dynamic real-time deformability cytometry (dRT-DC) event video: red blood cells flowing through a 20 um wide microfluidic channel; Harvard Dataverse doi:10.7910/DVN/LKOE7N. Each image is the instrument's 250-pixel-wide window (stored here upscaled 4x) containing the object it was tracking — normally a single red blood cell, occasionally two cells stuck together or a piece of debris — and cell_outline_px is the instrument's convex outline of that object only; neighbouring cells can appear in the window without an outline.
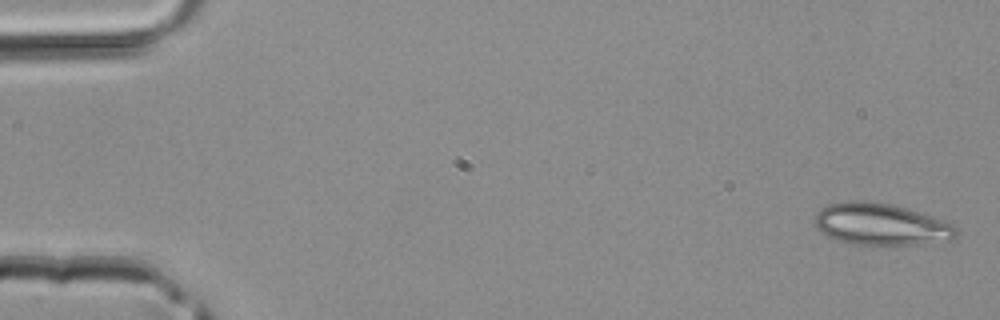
{"species": "common noctule bat (a hibernating species)", "species_latin": "Nyctalus noctula", "temperature_condition": "room temperature", "stored_images_in_passage": 40, "camera_frame_rate_fps": 3000, "um_per_image_px": 0.085, "animal": {"sex": "male", "body_mass_g": 20.4}, "frame": {"image": 1, "passage_image": 1, "time_ms": 0.0, "image_size_px": [1000, 320], "cell_outline_px": [[956, 236], [952, 240], [916, 244], [872, 248], [848, 244], [836, 240], [820, 232], [816, 228], [816, 212], [820, 208], [828, 204], [844, 200], [872, 200], [892, 204], [932, 216], [952, 224], [956, 232]], "centroid_in_image_um": [74.81, 19.09], "position_along_channel_um": 10.2, "area_um2": 35.55}}
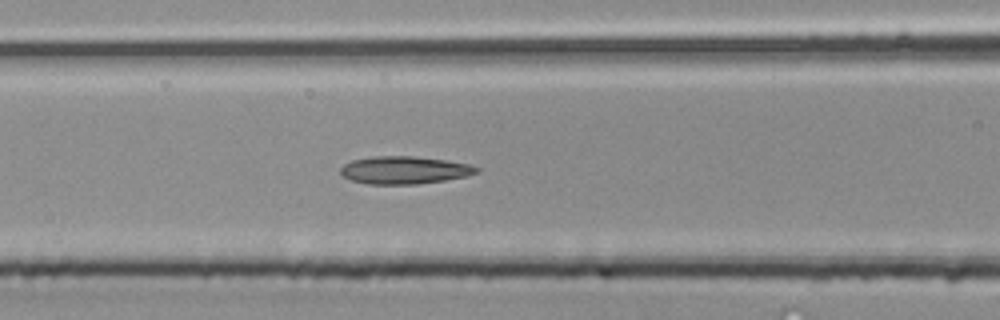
{"frame": {"image": 2, "passage_image": 18, "time_ms": 5.667, "image_size_px": [1000, 320], "cell_outline_px": [[480, 172], [468, 176], [444, 180], [416, 184], [368, 184], [352, 180], [344, 176], [340, 172], [340, 168], [344, 164], [352, 160], [372, 156], [412, 156], [444, 160], [468, 164], [480, 168]], "centroid_in_image_um": [34.38, 14.46], "position_along_channel_um": 132.2, "area_um2": 21.85}}
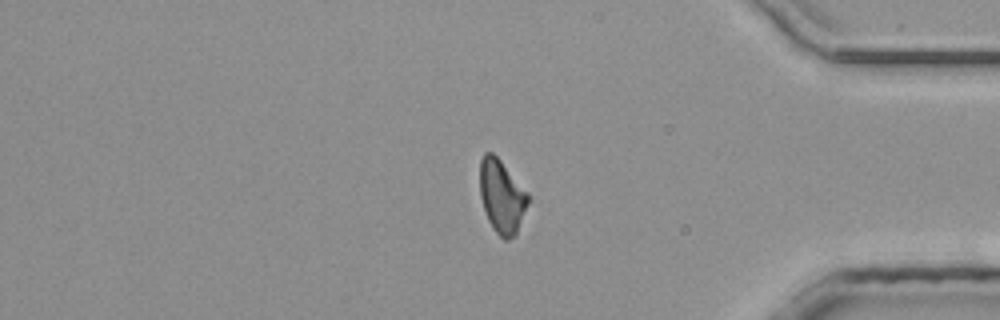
{"frame": {"image": 3, "passage_image": 36, "time_ms": 11.667, "image_size_px": [1000, 320], "cell_outline_px": [[528, 204], [516, 236], [508, 240], [504, 240], [492, 228], [488, 220], [480, 196], [480, 160], [484, 152], [492, 152], [500, 160], [528, 192]], "centroid_in_image_um": [42.65, 16.71], "position_along_channel_um": 392.5, "area_um2": 20.63}}